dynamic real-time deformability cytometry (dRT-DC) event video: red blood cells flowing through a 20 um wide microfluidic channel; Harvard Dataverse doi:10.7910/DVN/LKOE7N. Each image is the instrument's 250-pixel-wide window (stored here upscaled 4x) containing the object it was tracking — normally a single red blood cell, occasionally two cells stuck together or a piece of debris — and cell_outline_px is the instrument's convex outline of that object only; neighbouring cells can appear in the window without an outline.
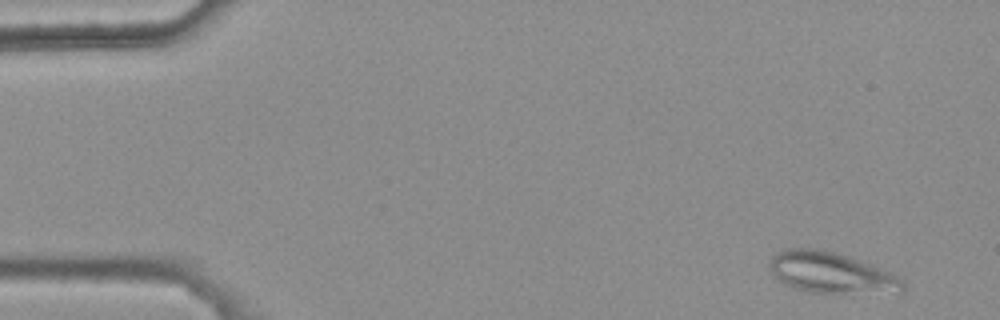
{"species": "common noctule bat (a hibernating species)", "species_latin": "Nyctalus noctula", "temperature_condition": "warm", "stored_images_in_passage": 45, "camera_frame_rate_fps": 3000, "um_per_image_px": 0.085, "animal": {"sex": "female", "body_mass_g": 25.1}, "frame": {"image": 1, "passage_image": 3, "time_ms": 0.667, "image_size_px": [1000, 320], "cell_outline_px": [[904, 292], [808, 292], [796, 288], [780, 280], [768, 268], [768, 264], [772, 256], [776, 252], [788, 248], [820, 248], [848, 256], [872, 264], [904, 280]], "centroid_in_image_um": [70.63, 23.15], "position_along_channel_um": 14.4, "area_um2": 31.44}}
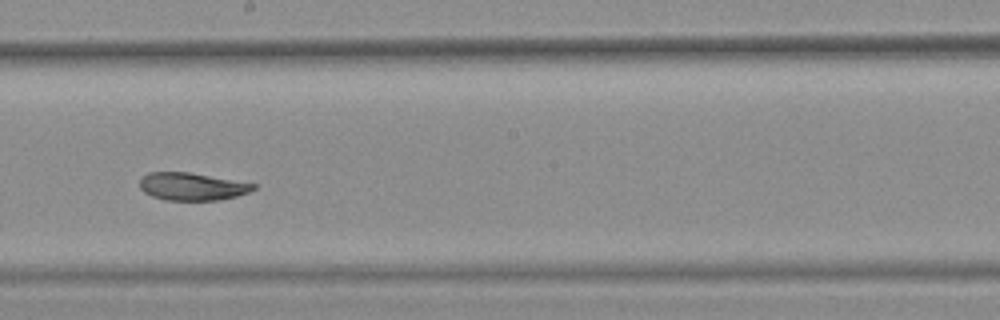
{"frame": {"image": 2, "passage_image": 30, "time_ms": 9.667, "image_size_px": [1000, 320], "cell_outline_px": [[256, 188], [248, 192], [236, 196], [220, 200], [164, 200], [152, 196], [144, 192], [140, 188], [140, 176], [148, 172], [188, 172], [256, 184]], "centroid_in_image_um": [16.28, 15.85], "position_along_channel_um": 231.9, "area_um2": 18.26}}
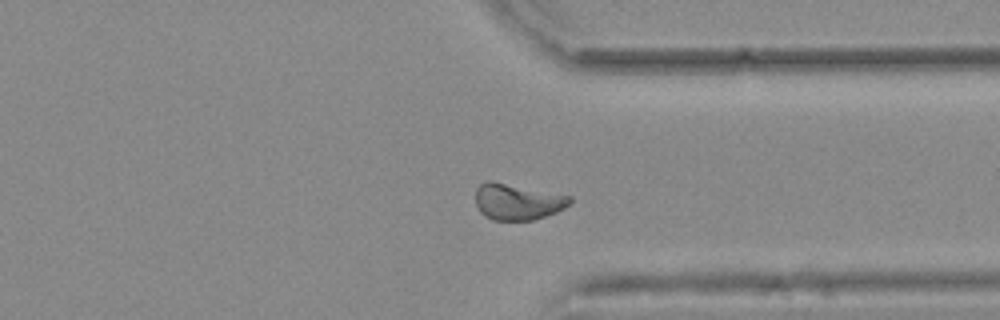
{"frame": {"image": 3, "passage_image": 41, "time_ms": 13.333, "image_size_px": [1000, 320], "cell_outline_px": [[572, 204], [556, 212], [532, 220], [492, 220], [484, 216], [480, 212], [476, 204], [476, 188], [480, 184], [488, 180], [572, 196]], "centroid_in_image_um": [43.98, 17.15], "position_along_channel_um": 367.4, "area_um2": 19.88}, "authors_computed_cell_mechanics": {"area_um2": 20.2878, "velocity_mm_per_s": 3.6938, "shape_relaxation_time_tau1_ms": null, "shape_relaxation_time_tau2_ms": 4.2937, "deformation_change_tau1": null, "deformation_change_tau2": 0.0504}}